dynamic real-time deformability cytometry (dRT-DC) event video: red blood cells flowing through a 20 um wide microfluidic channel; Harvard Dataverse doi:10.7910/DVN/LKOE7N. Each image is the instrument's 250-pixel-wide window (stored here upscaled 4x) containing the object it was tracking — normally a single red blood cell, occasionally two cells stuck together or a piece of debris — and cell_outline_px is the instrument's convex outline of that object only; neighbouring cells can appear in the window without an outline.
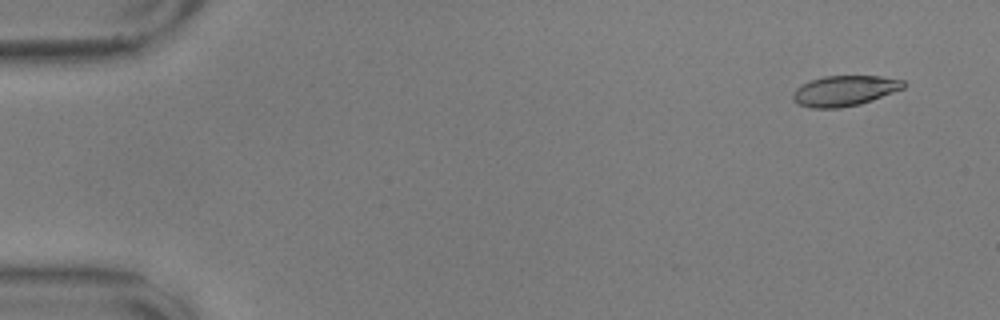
{"species": "common noctule bat (a hibernating species)", "species_latin": "Nyctalus noctula", "temperature_condition": "warm", "stored_images_in_passage": 47, "camera_frame_rate_fps": 3000, "um_per_image_px": 0.085, "animal": {"sex": "male", "body_mass_g": 17.9, "forearm_length_mm": 54.2}, "frame": {"image": 1, "passage_image": 1, "time_ms": 0.0, "image_size_px": [1000, 320], "cell_outline_px": [[908, 84], [904, 88], [872, 100], [860, 104], [840, 108], [812, 108], [800, 104], [792, 100], [792, 92], [796, 88], [812, 80], [824, 76], [880, 76], [904, 80]], "centroid_in_image_um": [71.81, 7.71], "position_along_channel_um": 13.2, "area_um2": 19.59}}
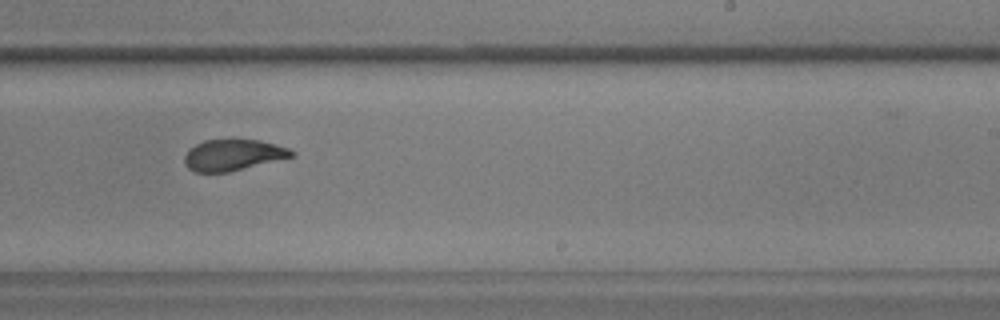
{"frame": {"image": 2, "passage_image": 33, "time_ms": 10.667, "image_size_px": [1000, 320], "cell_outline_px": [[296, 152], [292, 156], [228, 172], [196, 172], [188, 168], [184, 164], [184, 156], [188, 148], [204, 140], [232, 136], [260, 140], [276, 144], [288, 148]], "centroid_in_image_um": [19.76, 13.11], "position_along_channel_um": 269.2, "area_um2": 20.06}}
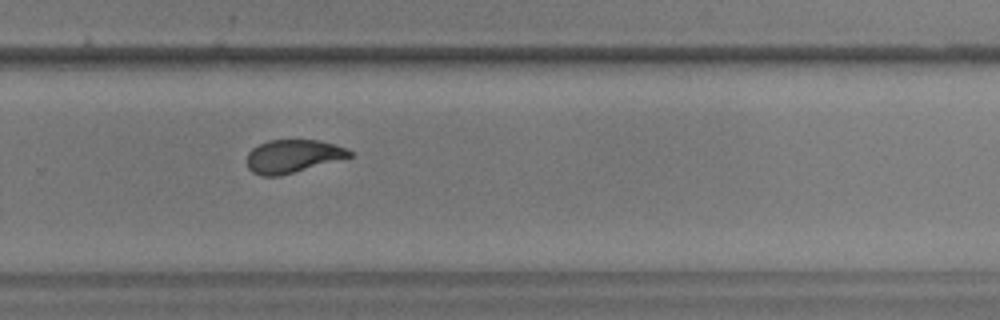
{"frame": {"image": 3, "passage_image": 36, "time_ms": 11.667, "image_size_px": [1000, 320], "cell_outline_px": [[352, 156], [280, 176], [260, 176], [252, 172], [248, 168], [248, 152], [252, 148], [268, 140], [320, 140], [336, 144], [348, 148], [352, 152]], "centroid_in_image_um": [24.89, 13.27], "position_along_channel_um": 304.9, "area_um2": 19.77}}